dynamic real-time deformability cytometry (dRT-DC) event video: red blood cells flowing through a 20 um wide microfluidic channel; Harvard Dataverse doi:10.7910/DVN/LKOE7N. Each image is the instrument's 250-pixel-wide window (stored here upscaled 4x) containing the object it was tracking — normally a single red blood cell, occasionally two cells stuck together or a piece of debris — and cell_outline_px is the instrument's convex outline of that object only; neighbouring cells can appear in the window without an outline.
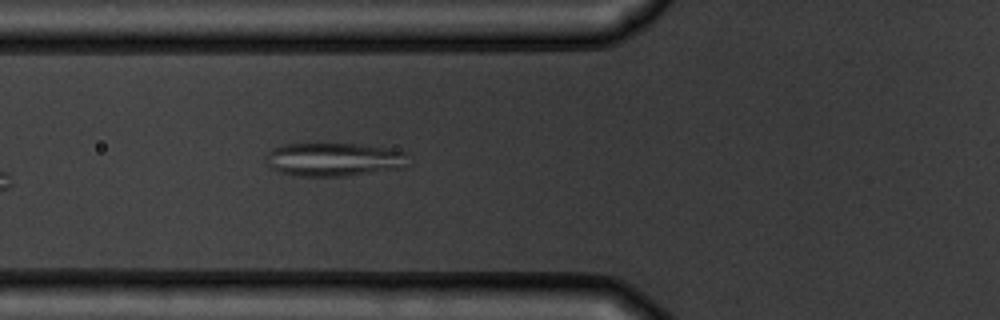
{"species": "common noctule bat (a hibernating species)", "species_latin": "Nyctalus noctula", "temperature_condition": "warm", "stored_images_in_passage": 5, "camera_frame_rate_fps": 3000, "um_per_image_px": 0.085, "animal": {"sex": "male", "body_mass_g": 19.5, "forearm_length_mm": 54.6}, "frame": {"image": 1, "passage_image": 5, "time_ms": 4.667, "image_size_px": [1000, 320], "cell_outline_px": [[404, 168], [344, 176], [296, 176], [280, 172], [264, 164], [264, 156], [272, 148], [284, 144], [356, 144], [384, 148], [404, 152]], "centroid_in_image_um": [28.25, 13.56], "position_along_channel_um": 97.6, "area_um2": 27.57}}